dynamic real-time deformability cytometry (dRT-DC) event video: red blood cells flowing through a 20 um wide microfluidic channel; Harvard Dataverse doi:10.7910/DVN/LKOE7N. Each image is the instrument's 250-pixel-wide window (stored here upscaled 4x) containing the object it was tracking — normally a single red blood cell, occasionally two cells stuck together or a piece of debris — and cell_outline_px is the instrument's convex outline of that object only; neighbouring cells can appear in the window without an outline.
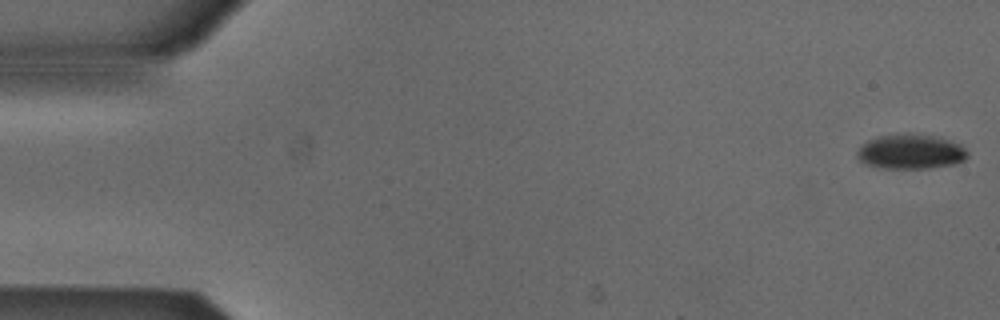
{"species": "Egyptian fruit bat (a non-hibernating species)", "species_latin": "Rousettus aegyptiacus", "temperature_condition": "cold", "stored_images_in_passage": 53, "camera_frame_rate_fps": 3000, "um_per_image_px": 0.085, "animal": {"sex": "male"}, "frame": {"image": 1, "passage_image": 1, "time_ms": 0.0, "image_size_px": [1000, 320], "cell_outline_px": [[968, 156], [964, 160], [952, 164], [928, 168], [884, 168], [864, 164], [856, 156], [856, 152], [868, 140], [880, 136], [932, 136], [948, 140], [960, 144], [968, 152]], "centroid_in_image_um": [77.41, 12.94], "position_along_channel_um": 7.6, "area_um2": 21.5}}
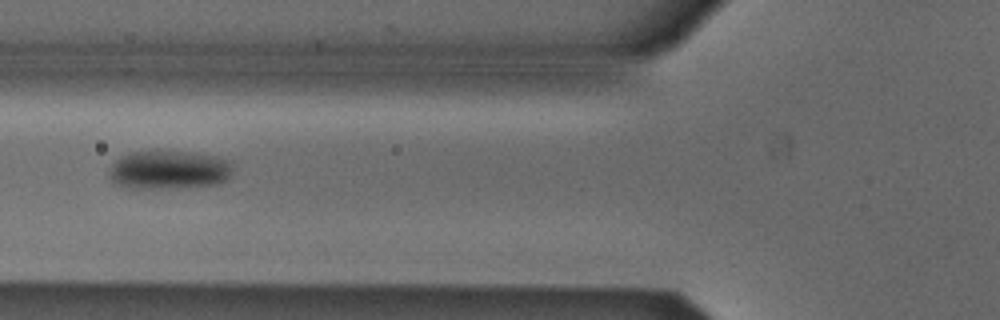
{"frame": {"image": 2, "passage_image": 20, "time_ms": 6.333, "image_size_px": [1000, 320], "cell_outline_px": [[232, 172], [224, 180], [216, 184], [156, 188], [128, 188], [116, 184], [108, 176], [108, 172], [112, 164], [120, 156], [128, 152], [160, 148], [216, 156], [228, 160], [232, 164]], "centroid_in_image_um": [14.28, 14.38], "position_along_channel_um": 111.5, "area_um2": 28.32}}
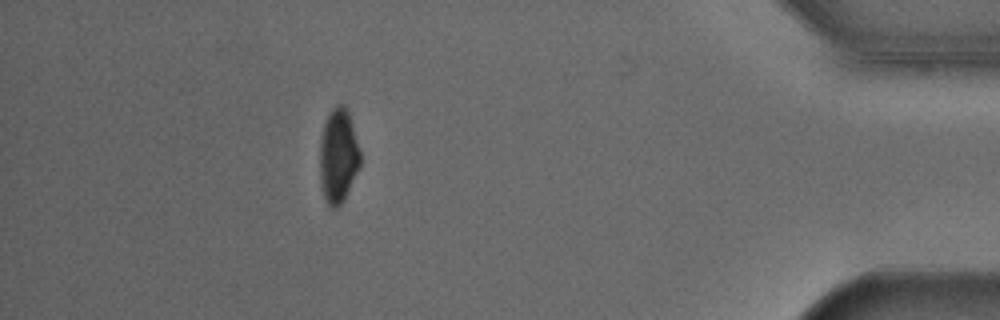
{"frame": {"image": 3, "passage_image": 47, "time_ms": 15.333, "image_size_px": [1000, 320], "cell_outline_px": [[360, 164], [340, 204], [336, 208], [332, 208], [328, 204], [324, 196], [320, 180], [320, 140], [324, 124], [332, 108], [336, 104], [344, 104], [348, 108], [360, 152]], "centroid_in_image_um": [28.74, 13.18], "position_along_channel_um": 406.5, "area_um2": 21.79}, "authors_computed_cell_mechanics": {"area_um2": 25.0274, "velocity_mm_per_s": 3.8755, "shape_relaxation_time_tau1_ms": 2.3824, "shape_relaxation_time_tau2_ms": null, "deformation_change_tau1": 0.0891, "deformation_change_tau2": null}}